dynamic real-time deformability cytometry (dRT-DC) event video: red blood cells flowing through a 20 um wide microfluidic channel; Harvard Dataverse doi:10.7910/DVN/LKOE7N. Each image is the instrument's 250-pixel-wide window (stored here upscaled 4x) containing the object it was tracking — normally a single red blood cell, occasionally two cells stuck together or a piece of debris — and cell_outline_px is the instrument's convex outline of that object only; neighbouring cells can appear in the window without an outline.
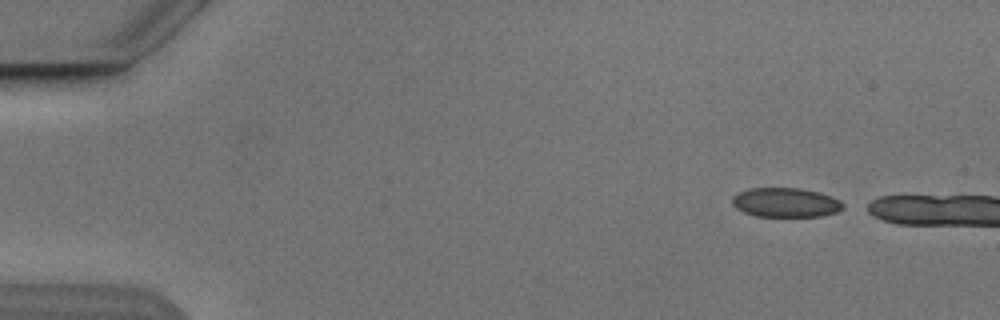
{"species": "Egyptian fruit bat (a non-hibernating species)", "species_latin": "Rousettus aegyptiacus", "temperature_condition": "cold", "stored_images_in_passage": 2, "camera_frame_rate_fps": 3000, "um_per_image_px": 0.085, "animal": {"sex": "male"}, "frame": {"image": 1, "passage_image": 1, "time_ms": 0.0, "image_size_px": [1000, 320], "cell_outline_px": [[844, 208], [836, 212], [820, 216], [756, 216], [744, 212], [736, 208], [732, 204], [732, 196], [748, 188], [800, 188], [816, 192], [840, 200], [844, 204]], "centroid_in_image_um": [66.75, 17.21], "position_along_channel_um": 18.2, "area_um2": 18.79}}